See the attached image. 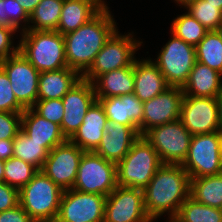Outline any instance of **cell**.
Returning <instances> with one entry per match:
<instances>
[{
    "label": "cell",
    "instance_id": "28",
    "mask_svg": "<svg viewBox=\"0 0 222 222\" xmlns=\"http://www.w3.org/2000/svg\"><path fill=\"white\" fill-rule=\"evenodd\" d=\"M63 3L64 0H41L30 14L26 30L57 31Z\"/></svg>",
    "mask_w": 222,
    "mask_h": 222
},
{
    "label": "cell",
    "instance_id": "43",
    "mask_svg": "<svg viewBox=\"0 0 222 222\" xmlns=\"http://www.w3.org/2000/svg\"><path fill=\"white\" fill-rule=\"evenodd\" d=\"M30 16L41 0H16Z\"/></svg>",
    "mask_w": 222,
    "mask_h": 222
},
{
    "label": "cell",
    "instance_id": "4",
    "mask_svg": "<svg viewBox=\"0 0 222 222\" xmlns=\"http://www.w3.org/2000/svg\"><path fill=\"white\" fill-rule=\"evenodd\" d=\"M64 190L39 170L19 190V204L35 222H55Z\"/></svg>",
    "mask_w": 222,
    "mask_h": 222
},
{
    "label": "cell",
    "instance_id": "48",
    "mask_svg": "<svg viewBox=\"0 0 222 222\" xmlns=\"http://www.w3.org/2000/svg\"><path fill=\"white\" fill-rule=\"evenodd\" d=\"M220 161H221V169H222V147H221Z\"/></svg>",
    "mask_w": 222,
    "mask_h": 222
},
{
    "label": "cell",
    "instance_id": "7",
    "mask_svg": "<svg viewBox=\"0 0 222 222\" xmlns=\"http://www.w3.org/2000/svg\"><path fill=\"white\" fill-rule=\"evenodd\" d=\"M117 186V164L93 151H85L72 189L107 197Z\"/></svg>",
    "mask_w": 222,
    "mask_h": 222
},
{
    "label": "cell",
    "instance_id": "35",
    "mask_svg": "<svg viewBox=\"0 0 222 222\" xmlns=\"http://www.w3.org/2000/svg\"><path fill=\"white\" fill-rule=\"evenodd\" d=\"M24 25L22 26V24ZM29 24V15L16 0H0V26L24 31Z\"/></svg>",
    "mask_w": 222,
    "mask_h": 222
},
{
    "label": "cell",
    "instance_id": "24",
    "mask_svg": "<svg viewBox=\"0 0 222 222\" xmlns=\"http://www.w3.org/2000/svg\"><path fill=\"white\" fill-rule=\"evenodd\" d=\"M182 90L184 95L217 98L222 93V74L196 62Z\"/></svg>",
    "mask_w": 222,
    "mask_h": 222
},
{
    "label": "cell",
    "instance_id": "31",
    "mask_svg": "<svg viewBox=\"0 0 222 222\" xmlns=\"http://www.w3.org/2000/svg\"><path fill=\"white\" fill-rule=\"evenodd\" d=\"M14 157L35 166L41 170L49 152L32 138L20 131L14 138L13 144Z\"/></svg>",
    "mask_w": 222,
    "mask_h": 222
},
{
    "label": "cell",
    "instance_id": "39",
    "mask_svg": "<svg viewBox=\"0 0 222 222\" xmlns=\"http://www.w3.org/2000/svg\"><path fill=\"white\" fill-rule=\"evenodd\" d=\"M18 32L12 27H1L0 26V61L10 56H13L19 52V44L13 46V34Z\"/></svg>",
    "mask_w": 222,
    "mask_h": 222
},
{
    "label": "cell",
    "instance_id": "30",
    "mask_svg": "<svg viewBox=\"0 0 222 222\" xmlns=\"http://www.w3.org/2000/svg\"><path fill=\"white\" fill-rule=\"evenodd\" d=\"M174 220L176 222H222V209L201 204L189 196L180 206Z\"/></svg>",
    "mask_w": 222,
    "mask_h": 222
},
{
    "label": "cell",
    "instance_id": "6",
    "mask_svg": "<svg viewBox=\"0 0 222 222\" xmlns=\"http://www.w3.org/2000/svg\"><path fill=\"white\" fill-rule=\"evenodd\" d=\"M131 33L119 34L118 30L97 53L90 68L82 75V79L93 83L100 75L131 66L142 42L133 38Z\"/></svg>",
    "mask_w": 222,
    "mask_h": 222
},
{
    "label": "cell",
    "instance_id": "23",
    "mask_svg": "<svg viewBox=\"0 0 222 222\" xmlns=\"http://www.w3.org/2000/svg\"><path fill=\"white\" fill-rule=\"evenodd\" d=\"M107 4L103 0H64L57 32L65 35L95 17Z\"/></svg>",
    "mask_w": 222,
    "mask_h": 222
},
{
    "label": "cell",
    "instance_id": "15",
    "mask_svg": "<svg viewBox=\"0 0 222 222\" xmlns=\"http://www.w3.org/2000/svg\"><path fill=\"white\" fill-rule=\"evenodd\" d=\"M84 152L67 139L49 152L41 171L63 190L72 189Z\"/></svg>",
    "mask_w": 222,
    "mask_h": 222
},
{
    "label": "cell",
    "instance_id": "16",
    "mask_svg": "<svg viewBox=\"0 0 222 222\" xmlns=\"http://www.w3.org/2000/svg\"><path fill=\"white\" fill-rule=\"evenodd\" d=\"M96 101L93 83L79 80L62 98L64 116L60 125L62 134L70 139L83 123V119Z\"/></svg>",
    "mask_w": 222,
    "mask_h": 222
},
{
    "label": "cell",
    "instance_id": "20",
    "mask_svg": "<svg viewBox=\"0 0 222 222\" xmlns=\"http://www.w3.org/2000/svg\"><path fill=\"white\" fill-rule=\"evenodd\" d=\"M21 131L32 140L41 143L48 152L67 140L60 125L41 117L32 108H27L22 113Z\"/></svg>",
    "mask_w": 222,
    "mask_h": 222
},
{
    "label": "cell",
    "instance_id": "14",
    "mask_svg": "<svg viewBox=\"0 0 222 222\" xmlns=\"http://www.w3.org/2000/svg\"><path fill=\"white\" fill-rule=\"evenodd\" d=\"M179 120L192 136L220 131L217 98L184 95Z\"/></svg>",
    "mask_w": 222,
    "mask_h": 222
},
{
    "label": "cell",
    "instance_id": "26",
    "mask_svg": "<svg viewBox=\"0 0 222 222\" xmlns=\"http://www.w3.org/2000/svg\"><path fill=\"white\" fill-rule=\"evenodd\" d=\"M82 76L69 67L56 71L41 72L38 83V99H62Z\"/></svg>",
    "mask_w": 222,
    "mask_h": 222
},
{
    "label": "cell",
    "instance_id": "9",
    "mask_svg": "<svg viewBox=\"0 0 222 222\" xmlns=\"http://www.w3.org/2000/svg\"><path fill=\"white\" fill-rule=\"evenodd\" d=\"M153 63L172 87H183L197 62L195 47L173 33Z\"/></svg>",
    "mask_w": 222,
    "mask_h": 222
},
{
    "label": "cell",
    "instance_id": "22",
    "mask_svg": "<svg viewBox=\"0 0 222 222\" xmlns=\"http://www.w3.org/2000/svg\"><path fill=\"white\" fill-rule=\"evenodd\" d=\"M107 123L104 108L96 100L88 109L79 129L69 140L83 151H94L104 135Z\"/></svg>",
    "mask_w": 222,
    "mask_h": 222
},
{
    "label": "cell",
    "instance_id": "27",
    "mask_svg": "<svg viewBox=\"0 0 222 222\" xmlns=\"http://www.w3.org/2000/svg\"><path fill=\"white\" fill-rule=\"evenodd\" d=\"M190 197L201 204L222 209V173L190 178Z\"/></svg>",
    "mask_w": 222,
    "mask_h": 222
},
{
    "label": "cell",
    "instance_id": "1",
    "mask_svg": "<svg viewBox=\"0 0 222 222\" xmlns=\"http://www.w3.org/2000/svg\"><path fill=\"white\" fill-rule=\"evenodd\" d=\"M189 196L190 176L181 164H162L143 189L145 211L151 220L166 213L174 219Z\"/></svg>",
    "mask_w": 222,
    "mask_h": 222
},
{
    "label": "cell",
    "instance_id": "40",
    "mask_svg": "<svg viewBox=\"0 0 222 222\" xmlns=\"http://www.w3.org/2000/svg\"><path fill=\"white\" fill-rule=\"evenodd\" d=\"M19 201V189L0 182V212L16 207Z\"/></svg>",
    "mask_w": 222,
    "mask_h": 222
},
{
    "label": "cell",
    "instance_id": "5",
    "mask_svg": "<svg viewBox=\"0 0 222 222\" xmlns=\"http://www.w3.org/2000/svg\"><path fill=\"white\" fill-rule=\"evenodd\" d=\"M162 164L154 147L140 135L117 164V185L144 189Z\"/></svg>",
    "mask_w": 222,
    "mask_h": 222
},
{
    "label": "cell",
    "instance_id": "11",
    "mask_svg": "<svg viewBox=\"0 0 222 222\" xmlns=\"http://www.w3.org/2000/svg\"><path fill=\"white\" fill-rule=\"evenodd\" d=\"M0 67L11 82L17 101L25 108H32L38 99L40 72L20 53L0 61Z\"/></svg>",
    "mask_w": 222,
    "mask_h": 222
},
{
    "label": "cell",
    "instance_id": "19",
    "mask_svg": "<svg viewBox=\"0 0 222 222\" xmlns=\"http://www.w3.org/2000/svg\"><path fill=\"white\" fill-rule=\"evenodd\" d=\"M104 108L108 122H117L139 129L143 136V102L134 94L98 100Z\"/></svg>",
    "mask_w": 222,
    "mask_h": 222
},
{
    "label": "cell",
    "instance_id": "41",
    "mask_svg": "<svg viewBox=\"0 0 222 222\" xmlns=\"http://www.w3.org/2000/svg\"><path fill=\"white\" fill-rule=\"evenodd\" d=\"M0 222H35L21 207L17 205L14 208L0 212Z\"/></svg>",
    "mask_w": 222,
    "mask_h": 222
},
{
    "label": "cell",
    "instance_id": "45",
    "mask_svg": "<svg viewBox=\"0 0 222 222\" xmlns=\"http://www.w3.org/2000/svg\"><path fill=\"white\" fill-rule=\"evenodd\" d=\"M208 1L210 4L217 6L222 11V0H205Z\"/></svg>",
    "mask_w": 222,
    "mask_h": 222
},
{
    "label": "cell",
    "instance_id": "18",
    "mask_svg": "<svg viewBox=\"0 0 222 222\" xmlns=\"http://www.w3.org/2000/svg\"><path fill=\"white\" fill-rule=\"evenodd\" d=\"M140 137L139 129L117 122H108L98 147L93 151L107 161L118 164Z\"/></svg>",
    "mask_w": 222,
    "mask_h": 222
},
{
    "label": "cell",
    "instance_id": "29",
    "mask_svg": "<svg viewBox=\"0 0 222 222\" xmlns=\"http://www.w3.org/2000/svg\"><path fill=\"white\" fill-rule=\"evenodd\" d=\"M195 51L197 62L222 74V30L208 31Z\"/></svg>",
    "mask_w": 222,
    "mask_h": 222
},
{
    "label": "cell",
    "instance_id": "17",
    "mask_svg": "<svg viewBox=\"0 0 222 222\" xmlns=\"http://www.w3.org/2000/svg\"><path fill=\"white\" fill-rule=\"evenodd\" d=\"M184 97L182 87H169L143 102V135L150 129L179 120Z\"/></svg>",
    "mask_w": 222,
    "mask_h": 222
},
{
    "label": "cell",
    "instance_id": "49",
    "mask_svg": "<svg viewBox=\"0 0 222 222\" xmlns=\"http://www.w3.org/2000/svg\"><path fill=\"white\" fill-rule=\"evenodd\" d=\"M169 220V221H168ZM176 222L174 219H167L166 222Z\"/></svg>",
    "mask_w": 222,
    "mask_h": 222
},
{
    "label": "cell",
    "instance_id": "21",
    "mask_svg": "<svg viewBox=\"0 0 222 222\" xmlns=\"http://www.w3.org/2000/svg\"><path fill=\"white\" fill-rule=\"evenodd\" d=\"M171 87L160 69L150 59L134 61V94L146 102Z\"/></svg>",
    "mask_w": 222,
    "mask_h": 222
},
{
    "label": "cell",
    "instance_id": "34",
    "mask_svg": "<svg viewBox=\"0 0 222 222\" xmlns=\"http://www.w3.org/2000/svg\"><path fill=\"white\" fill-rule=\"evenodd\" d=\"M38 171L35 166L13 156L4 161V182L20 190Z\"/></svg>",
    "mask_w": 222,
    "mask_h": 222
},
{
    "label": "cell",
    "instance_id": "46",
    "mask_svg": "<svg viewBox=\"0 0 222 222\" xmlns=\"http://www.w3.org/2000/svg\"><path fill=\"white\" fill-rule=\"evenodd\" d=\"M0 182H4V160L0 159Z\"/></svg>",
    "mask_w": 222,
    "mask_h": 222
},
{
    "label": "cell",
    "instance_id": "36",
    "mask_svg": "<svg viewBox=\"0 0 222 222\" xmlns=\"http://www.w3.org/2000/svg\"><path fill=\"white\" fill-rule=\"evenodd\" d=\"M0 111L23 113L25 108L17 101L12 91L11 82L5 71L0 67Z\"/></svg>",
    "mask_w": 222,
    "mask_h": 222
},
{
    "label": "cell",
    "instance_id": "42",
    "mask_svg": "<svg viewBox=\"0 0 222 222\" xmlns=\"http://www.w3.org/2000/svg\"><path fill=\"white\" fill-rule=\"evenodd\" d=\"M14 139H0V159L8 160L9 158L14 156L13 151Z\"/></svg>",
    "mask_w": 222,
    "mask_h": 222
},
{
    "label": "cell",
    "instance_id": "12",
    "mask_svg": "<svg viewBox=\"0 0 222 222\" xmlns=\"http://www.w3.org/2000/svg\"><path fill=\"white\" fill-rule=\"evenodd\" d=\"M106 196L64 190L55 222H104Z\"/></svg>",
    "mask_w": 222,
    "mask_h": 222
},
{
    "label": "cell",
    "instance_id": "38",
    "mask_svg": "<svg viewBox=\"0 0 222 222\" xmlns=\"http://www.w3.org/2000/svg\"><path fill=\"white\" fill-rule=\"evenodd\" d=\"M22 113L0 111V139H14L21 131Z\"/></svg>",
    "mask_w": 222,
    "mask_h": 222
},
{
    "label": "cell",
    "instance_id": "10",
    "mask_svg": "<svg viewBox=\"0 0 222 222\" xmlns=\"http://www.w3.org/2000/svg\"><path fill=\"white\" fill-rule=\"evenodd\" d=\"M143 136L154 147L163 164H182L187 157L192 134L177 120L156 126Z\"/></svg>",
    "mask_w": 222,
    "mask_h": 222
},
{
    "label": "cell",
    "instance_id": "25",
    "mask_svg": "<svg viewBox=\"0 0 222 222\" xmlns=\"http://www.w3.org/2000/svg\"><path fill=\"white\" fill-rule=\"evenodd\" d=\"M96 100L118 97L134 92V63L100 75L93 82Z\"/></svg>",
    "mask_w": 222,
    "mask_h": 222
},
{
    "label": "cell",
    "instance_id": "13",
    "mask_svg": "<svg viewBox=\"0 0 222 222\" xmlns=\"http://www.w3.org/2000/svg\"><path fill=\"white\" fill-rule=\"evenodd\" d=\"M144 207L143 189L117 186L106 197L104 222H153Z\"/></svg>",
    "mask_w": 222,
    "mask_h": 222
},
{
    "label": "cell",
    "instance_id": "44",
    "mask_svg": "<svg viewBox=\"0 0 222 222\" xmlns=\"http://www.w3.org/2000/svg\"><path fill=\"white\" fill-rule=\"evenodd\" d=\"M220 132L222 133V93L217 97Z\"/></svg>",
    "mask_w": 222,
    "mask_h": 222
},
{
    "label": "cell",
    "instance_id": "37",
    "mask_svg": "<svg viewBox=\"0 0 222 222\" xmlns=\"http://www.w3.org/2000/svg\"><path fill=\"white\" fill-rule=\"evenodd\" d=\"M32 109L46 120L61 125L64 116L62 99L37 100Z\"/></svg>",
    "mask_w": 222,
    "mask_h": 222
},
{
    "label": "cell",
    "instance_id": "47",
    "mask_svg": "<svg viewBox=\"0 0 222 222\" xmlns=\"http://www.w3.org/2000/svg\"><path fill=\"white\" fill-rule=\"evenodd\" d=\"M174 1H176L178 4H179V6H184L186 3H188L190 0H174Z\"/></svg>",
    "mask_w": 222,
    "mask_h": 222
},
{
    "label": "cell",
    "instance_id": "2",
    "mask_svg": "<svg viewBox=\"0 0 222 222\" xmlns=\"http://www.w3.org/2000/svg\"><path fill=\"white\" fill-rule=\"evenodd\" d=\"M108 9L106 5L89 22L63 35L67 66L81 76L90 68L104 44L118 30Z\"/></svg>",
    "mask_w": 222,
    "mask_h": 222
},
{
    "label": "cell",
    "instance_id": "3",
    "mask_svg": "<svg viewBox=\"0 0 222 222\" xmlns=\"http://www.w3.org/2000/svg\"><path fill=\"white\" fill-rule=\"evenodd\" d=\"M22 32V34H21ZM19 52L41 73L68 67L65 41L57 31H21Z\"/></svg>",
    "mask_w": 222,
    "mask_h": 222
},
{
    "label": "cell",
    "instance_id": "33",
    "mask_svg": "<svg viewBox=\"0 0 222 222\" xmlns=\"http://www.w3.org/2000/svg\"><path fill=\"white\" fill-rule=\"evenodd\" d=\"M207 32L208 30L188 12L177 16L171 24V33L194 47Z\"/></svg>",
    "mask_w": 222,
    "mask_h": 222
},
{
    "label": "cell",
    "instance_id": "8",
    "mask_svg": "<svg viewBox=\"0 0 222 222\" xmlns=\"http://www.w3.org/2000/svg\"><path fill=\"white\" fill-rule=\"evenodd\" d=\"M222 133L193 135L186 159L181 164L190 178H198L222 173L221 154Z\"/></svg>",
    "mask_w": 222,
    "mask_h": 222
},
{
    "label": "cell",
    "instance_id": "32",
    "mask_svg": "<svg viewBox=\"0 0 222 222\" xmlns=\"http://www.w3.org/2000/svg\"><path fill=\"white\" fill-rule=\"evenodd\" d=\"M208 31L222 30V11L205 0H190L183 6Z\"/></svg>",
    "mask_w": 222,
    "mask_h": 222
}]
</instances>
